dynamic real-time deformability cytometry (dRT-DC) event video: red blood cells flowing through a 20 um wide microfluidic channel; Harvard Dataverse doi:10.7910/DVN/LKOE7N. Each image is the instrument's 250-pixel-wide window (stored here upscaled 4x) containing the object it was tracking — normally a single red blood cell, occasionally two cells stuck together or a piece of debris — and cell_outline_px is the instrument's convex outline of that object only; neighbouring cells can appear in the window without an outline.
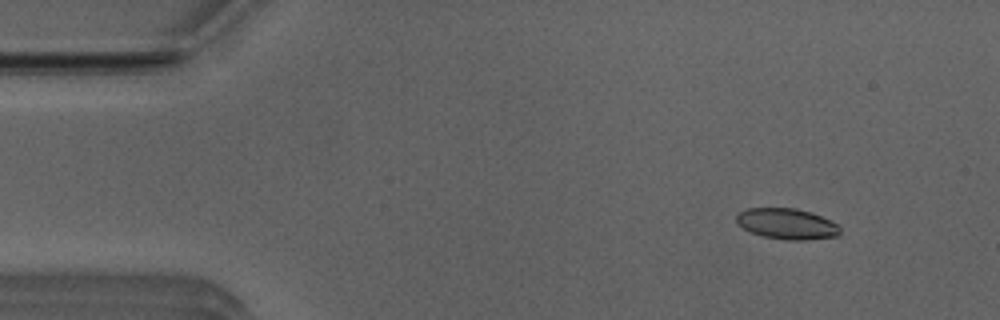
{"species": "Egyptian fruit bat (a non-hibernating species)", "species_latin": "Rousettus aegyptiacus", "temperature_condition": "room temperature", "stored_images_in_passage": 48, "camera_frame_rate_fps": 3000, "um_per_image_px": 0.085, "animal": {"sex": "male"}, "frame": {"image": 1, "passage_image": 2, "time_ms": 0.333, "image_size_px": [1000, 320], "cell_outline_px": [[840, 232], [836, 236], [804, 240], [784, 240], [764, 236], [752, 232], [736, 224], [736, 216], [740, 212], [748, 208], [796, 208], [812, 212], [840, 224]], "centroid_in_image_um": [66.91, 19.02], "position_along_channel_um": 18.1, "area_um2": 18.67}}
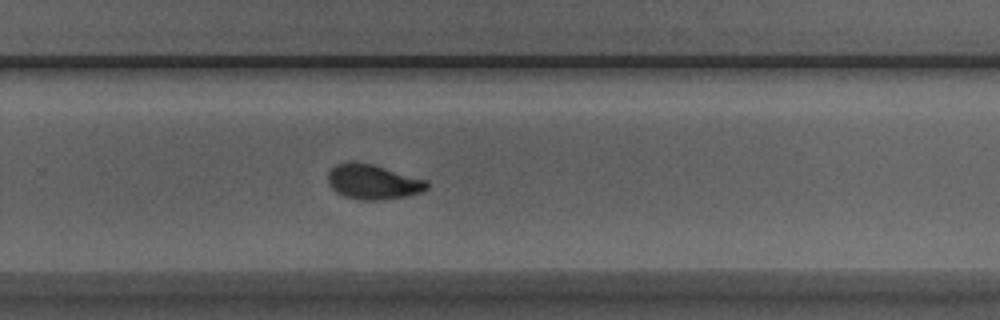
{"frame": {"image": 2, "passage_image": 30, "time_ms": 9.667, "image_size_px": [1000, 320], "cell_outline_px": [[428, 188], [420, 192], [404, 196], [384, 200], [364, 200], [344, 196], [336, 192], [328, 184], [328, 172], [336, 164], [352, 160], [356, 160], [372, 164], [428, 180]], "centroid_in_image_um": [31.68, 15.44], "position_along_channel_um": 298.1, "area_um2": 20.23}}
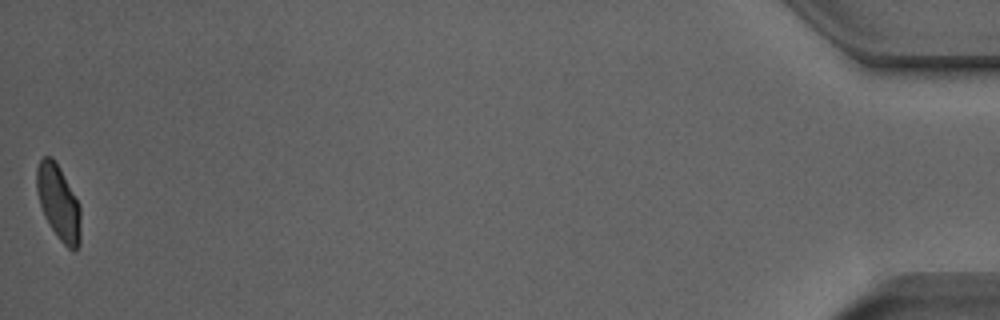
{"frame": {"image": 3, "passage_image": 48, "time_ms": 15.667, "image_size_px": [1000, 320], "cell_outline_px": [[80, 244], [72, 252], [56, 236], [48, 224], [44, 216], [40, 204], [36, 188], [36, 168], [40, 160], [44, 156], [52, 156], [60, 168], [80, 204]], "centroid_in_image_um": [4.97, 17.22], "position_along_channel_um": 430.2, "area_um2": 19.36}, "authors_computed_cell_mechanics": {"area_um2": 19.7387, "velocity_mm_per_s": 3.9441, "shape_relaxation_time_tau1_ms": 4.2815, "shape_relaxation_time_tau2_ms": 1.2125, "deformation_change_tau1": 0.1624, "deformation_change_tau2": 0.0538}}